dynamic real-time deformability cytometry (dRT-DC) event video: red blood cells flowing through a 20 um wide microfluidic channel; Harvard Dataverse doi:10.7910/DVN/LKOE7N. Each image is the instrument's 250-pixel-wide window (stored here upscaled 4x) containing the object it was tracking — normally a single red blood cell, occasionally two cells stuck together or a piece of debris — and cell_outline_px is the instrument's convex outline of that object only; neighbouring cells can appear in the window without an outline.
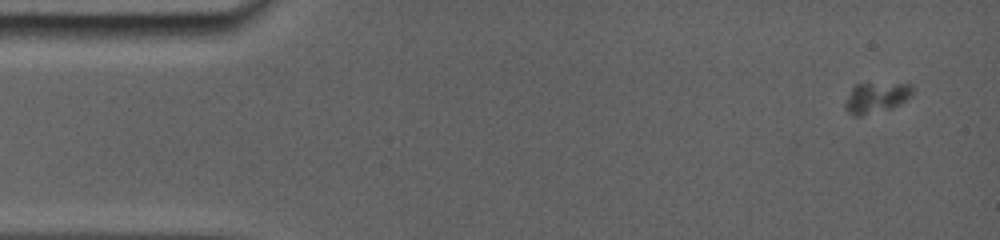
{"species": "common noctule bat (a hibernating species)", "species_latin": "Nyctalus noctula", "temperature_condition": "room temperature", "stored_images_in_passage": 53, "camera_frame_rate_fps": 5000, "um_per_image_px": 0.085, "animal": {"sex": "female", "body_mass_g": 19.0, "forearm_length_mm": 56.7}, "frame": {"image": 1, "passage_image": 2, "time_ms": 0.6, "image_size_px": [1000, 240], "cell_outline_px": [[912, 96], [900, 104], [888, 108], [864, 112], [852, 112], [844, 108], [844, 104], [852, 84], [912, 84]], "centroid_in_image_um": [74.5, 8.21], "position_along_channel_um": 10.5, "area_um2": 11.16}}
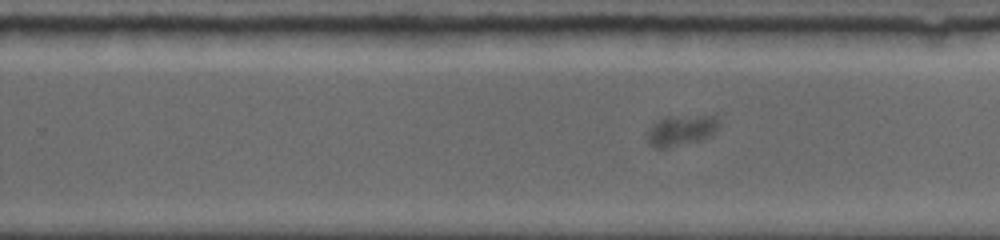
{"frame": {"image": 2, "passage_image": 31, "time_ms": 12.4, "image_size_px": [1000, 240], "cell_outline_px": [[716, 128], [712, 136], [700, 140], [668, 148], [656, 148], [648, 140], [648, 132], [652, 124], [664, 116], [716, 112]], "centroid_in_image_um": [57.95, 11.01], "position_along_channel_um": 271.8, "area_um2": 13.29}}
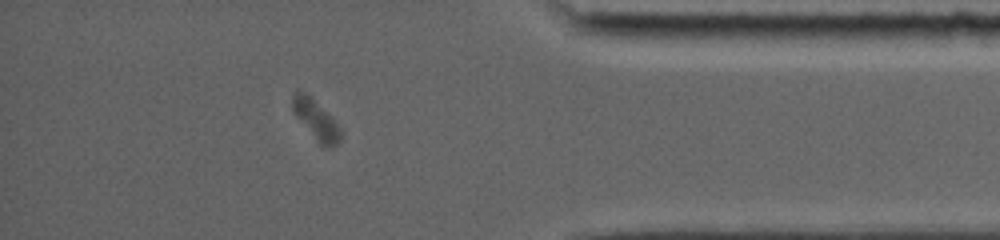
{"frame": {"image": 3, "passage_image": 45, "time_ms": 17.0, "image_size_px": [1000, 240], "cell_outline_px": [[340, 140], [336, 144], [320, 144], [316, 140], [292, 112], [292, 96], [296, 88], [312, 96], [332, 116], [340, 128]], "centroid_in_image_um": [26.8, 10.06], "position_along_channel_um": 408.4, "area_um2": 11.04}}